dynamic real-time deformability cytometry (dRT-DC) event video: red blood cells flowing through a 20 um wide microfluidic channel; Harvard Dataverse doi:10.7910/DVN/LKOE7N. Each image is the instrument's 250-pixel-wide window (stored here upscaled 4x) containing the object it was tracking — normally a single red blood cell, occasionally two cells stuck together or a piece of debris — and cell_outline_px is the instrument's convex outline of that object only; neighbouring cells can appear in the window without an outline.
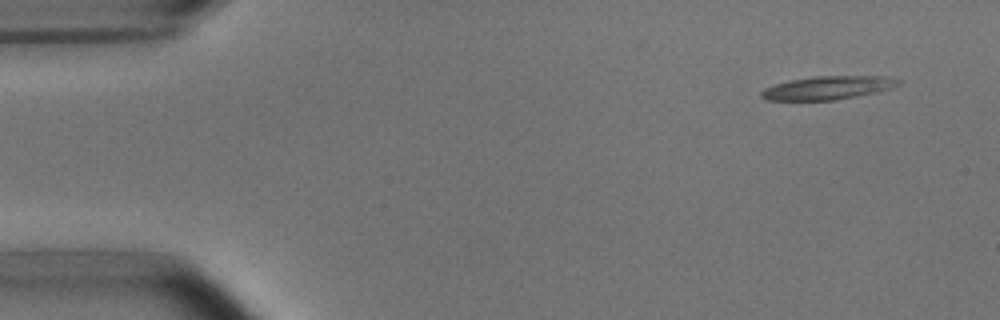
{"species": "common noctule bat (a hibernating species)", "species_latin": "Nyctalus noctula", "temperature_condition": "room temperature", "stored_images_in_passage": 50, "camera_frame_rate_fps": 3000, "um_per_image_px": 0.085, "animal": {"sex": "male", "body_mass_g": 15.6}, "frame": {"image": 1, "passage_image": 1, "time_ms": 0.0, "image_size_px": [1000, 320], "cell_outline_px": [[900, 84], [892, 88], [876, 92], [856, 96], [832, 100], [768, 100], [760, 96], [760, 92], [764, 88], [776, 84], [792, 80], [816, 76], [884, 76], [900, 80]], "centroid_in_image_um": [70.37, 7.46], "position_along_channel_um": 14.6, "area_um2": 18.44}}
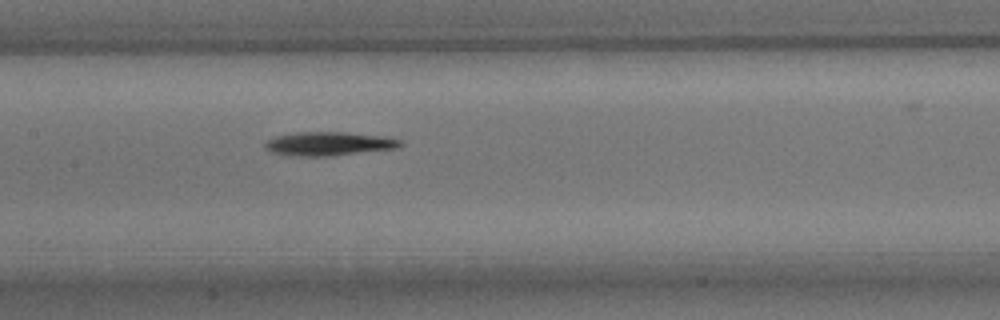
{"frame": {"image": 2, "passage_image": 22, "time_ms": 7.0, "image_size_px": [1000, 320], "cell_outline_px": [[404, 144], [400, 148], [328, 156], [300, 156], [272, 152], [264, 148], [264, 144], [268, 140], [276, 136], [296, 132], [344, 132], [384, 136], [404, 140]], "centroid_in_image_um": [28.02, 12.21], "position_along_channel_um": 179.4, "area_um2": 18.79}}
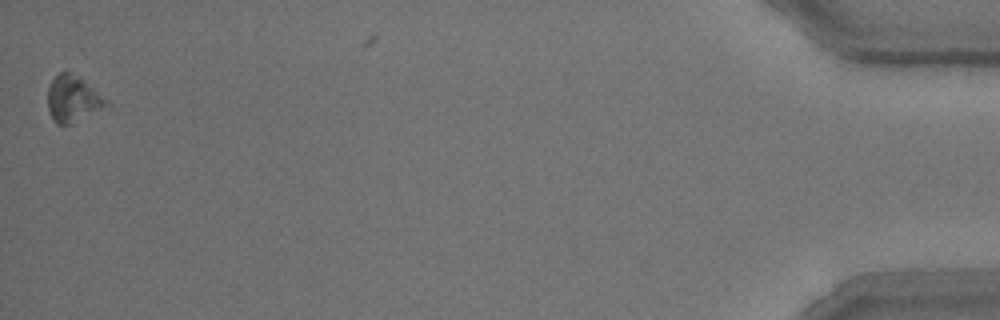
{"frame": {"image": 3, "passage_image": 49, "time_ms": 16.0, "image_size_px": [1000, 320], "cell_outline_px": [[112, 104], [68, 124], [56, 124], [48, 108], [48, 88], [52, 80], [60, 72], [68, 72], [80, 80], [108, 100]], "centroid_in_image_um": [6.17, 8.43], "position_along_channel_um": 429.0, "area_um2": 14.97}, "authors_computed_cell_mechanics": {"area_um2": 17.1955, "velocity_mm_per_s": 3.7881, "shape_relaxation_time_tau1_ms": 2.209, "shape_relaxation_time_tau2_ms": null, "deformation_change_tau1": 0.1047, "deformation_change_tau2": null}}